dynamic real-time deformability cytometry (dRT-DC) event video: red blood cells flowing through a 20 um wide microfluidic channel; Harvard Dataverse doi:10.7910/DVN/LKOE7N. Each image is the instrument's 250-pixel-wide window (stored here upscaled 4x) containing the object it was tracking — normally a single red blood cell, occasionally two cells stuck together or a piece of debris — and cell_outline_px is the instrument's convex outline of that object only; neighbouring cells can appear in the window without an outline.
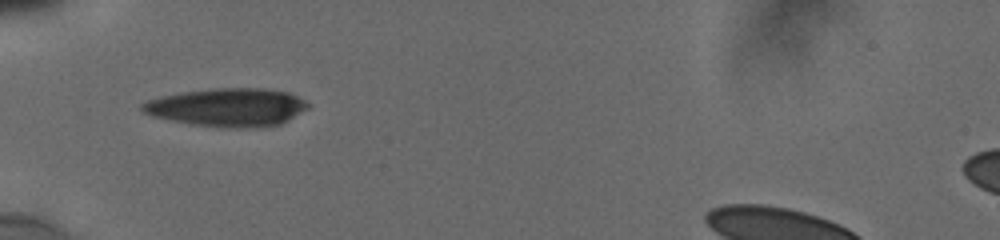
{"species": "human", "species_latin": "Homo sapiens", "temperature_condition": "cold", "stored_images_in_passage": 12, "camera_frame_rate_fps": 3000, "um_per_image_px": 0.085, "donor": {"sex": "male"}, "frame": {"image": 1, "passage_image": 1, "time_ms": 0.0, "image_size_px": [1000, 240], "cell_outline_px": [[312, 104], [308, 108], [288, 120], [280, 124], [260, 128], [228, 128], [188, 124], [152, 116], [144, 112], [140, 108], [140, 104], [148, 100], [180, 92], [216, 88], [260, 88], [288, 92]], "centroid_in_image_um": [19.34, 9.13], "position_along_channel_um": 65.7, "area_um2": 37.11}}